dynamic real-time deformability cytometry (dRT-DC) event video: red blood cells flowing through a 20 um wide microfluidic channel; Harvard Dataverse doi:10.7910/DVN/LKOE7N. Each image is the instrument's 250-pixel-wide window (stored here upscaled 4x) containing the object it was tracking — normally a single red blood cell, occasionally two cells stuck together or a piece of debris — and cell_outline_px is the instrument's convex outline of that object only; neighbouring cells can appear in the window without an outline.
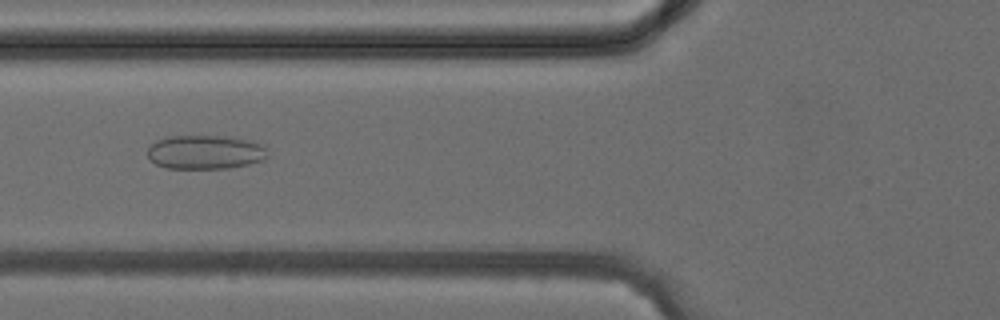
{"species": "common noctule bat (a hibernating species)", "species_latin": "Nyctalus noctula", "temperature_condition": "cold", "stored_images_in_passage": 27, "camera_frame_rate_fps": 3000, "um_per_image_px": 0.085, "animal": {"sex": "female", "body_mass_g": 24.6, "forearm_length_mm": 56.2}, "frame": {"image": 1, "passage_image": 8, "time_ms": 2.333, "image_size_px": [1000, 320], "cell_outline_px": [[268, 156], [264, 160], [248, 164], [228, 168], [168, 168], [156, 164], [148, 156], [148, 148], [156, 140], [168, 136], [232, 136], [252, 140], [264, 144]], "centroid_in_image_um": [17.5, 12.91], "position_along_channel_um": 108.3, "area_um2": 23.99}}
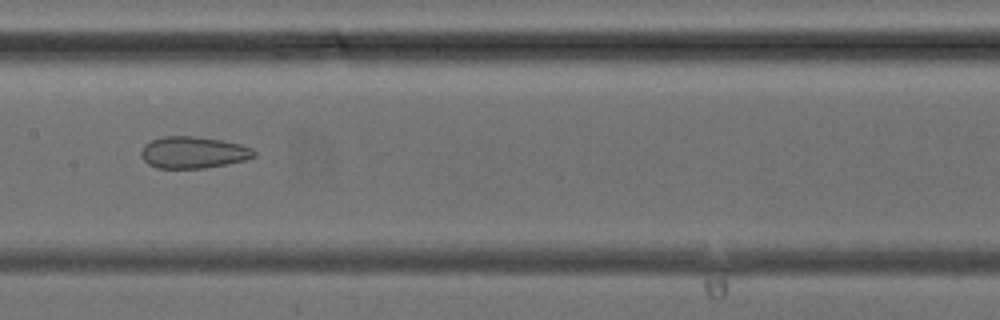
{"frame": {"image": 2, "passage_image": 13, "time_ms": 4.0, "image_size_px": [1000, 320], "cell_outline_px": [[256, 156], [244, 160], [204, 168], [156, 168], [148, 164], [140, 156], [140, 152], [144, 144], [152, 140], [164, 136], [192, 136], [220, 140], [240, 144], [252, 148], [256, 152]], "centroid_in_image_um": [16.39, 12.96], "position_along_channel_um": 191.0, "area_um2": 20.81}}
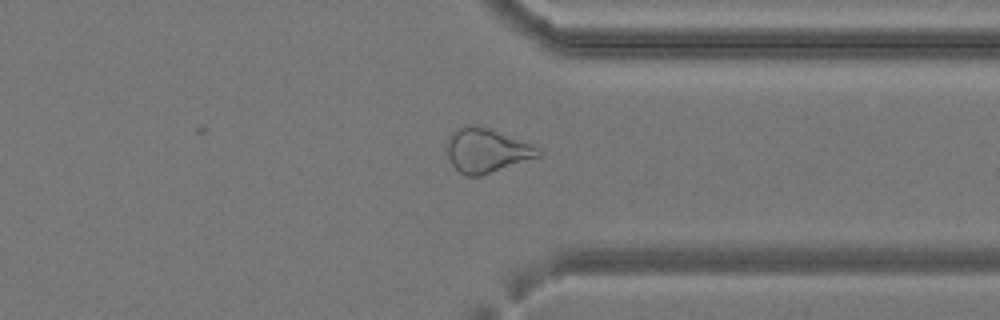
{"frame": {"image": 3, "passage_image": 24, "time_ms": 7.667, "image_size_px": [1000, 320], "cell_outline_px": [[540, 156], [480, 176], [464, 176], [452, 164], [444, 148], [444, 144], [448, 136], [452, 132], [464, 124], [476, 124], [492, 128], [532, 144], [540, 148]], "centroid_in_image_um": [41.31, 12.75], "position_along_channel_um": 370.1, "area_um2": 23.99}}